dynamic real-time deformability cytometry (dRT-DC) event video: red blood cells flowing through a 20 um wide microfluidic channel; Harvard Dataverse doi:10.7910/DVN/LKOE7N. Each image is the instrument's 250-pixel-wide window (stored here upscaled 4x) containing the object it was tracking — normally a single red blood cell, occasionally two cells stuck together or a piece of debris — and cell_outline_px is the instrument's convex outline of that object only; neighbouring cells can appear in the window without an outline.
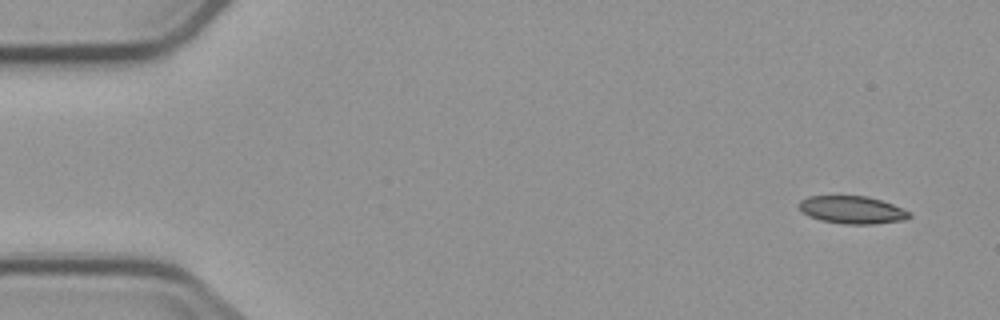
{"species": "common noctule bat (a hibernating species)", "species_latin": "Nyctalus noctula", "temperature_condition": "cold", "stored_images_in_passage": 10, "camera_frame_rate_fps": 3000, "um_per_image_px": 0.085, "animal": {"sex": "male", "body_mass_g": 23.1, "forearm_length_mm": 52.7}, "frame": {"image": 1, "passage_image": 1, "time_ms": 0.0, "image_size_px": [1000, 320], "cell_outline_px": [[912, 216], [904, 220], [872, 224], [844, 224], [820, 220], [808, 216], [800, 212], [796, 204], [800, 200], [808, 196], [868, 196], [892, 204], [912, 212]], "centroid_in_image_um": [72.39, 17.84], "position_along_channel_um": 12.6, "area_um2": 18.03}}
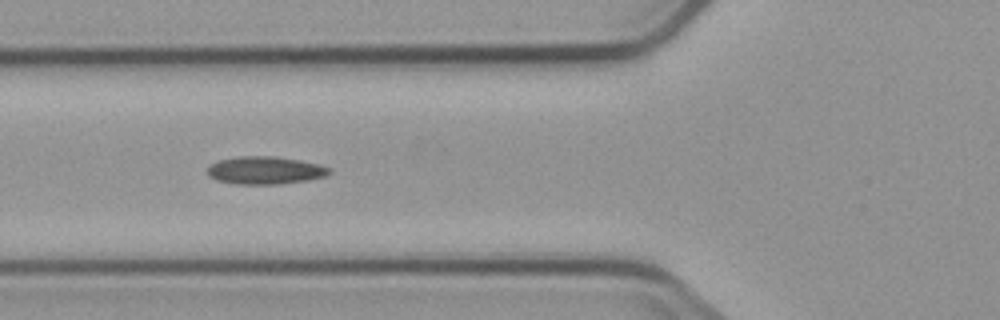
{"frame": {"image": 2, "passage_image": 6, "time_ms": 5.667, "image_size_px": [1000, 320], "cell_outline_px": [[332, 172], [324, 176], [308, 180], [280, 184], [236, 184], [216, 180], [208, 176], [208, 168], [212, 164], [220, 160], [240, 156], [276, 156], [300, 160], [320, 164], [328, 168]], "centroid_in_image_um": [22.54, 14.48], "position_along_channel_um": 103.3, "area_um2": 19.65}}
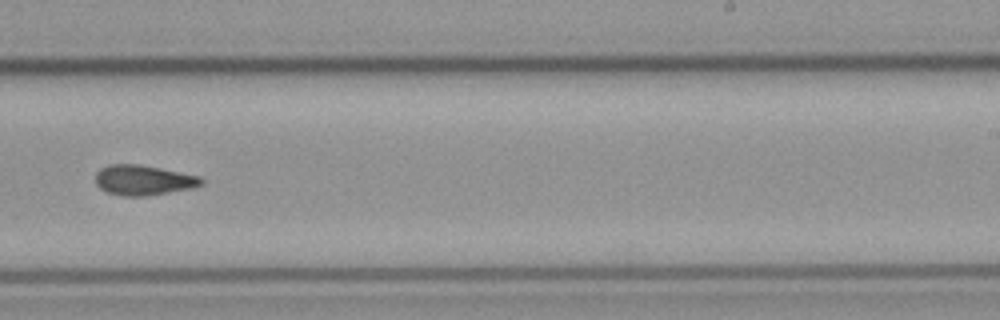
{"frame": {"image": 3, "passage_image": 10, "time_ms": 10.333, "image_size_px": [1000, 320], "cell_outline_px": [[204, 184], [192, 188], [144, 196], [124, 196], [108, 192], [100, 188], [96, 184], [96, 172], [100, 168], [108, 164], [140, 164], [200, 176], [204, 180]], "centroid_in_image_um": [12.19, 15.3], "position_along_channel_um": 276.8, "area_um2": 18.55}}